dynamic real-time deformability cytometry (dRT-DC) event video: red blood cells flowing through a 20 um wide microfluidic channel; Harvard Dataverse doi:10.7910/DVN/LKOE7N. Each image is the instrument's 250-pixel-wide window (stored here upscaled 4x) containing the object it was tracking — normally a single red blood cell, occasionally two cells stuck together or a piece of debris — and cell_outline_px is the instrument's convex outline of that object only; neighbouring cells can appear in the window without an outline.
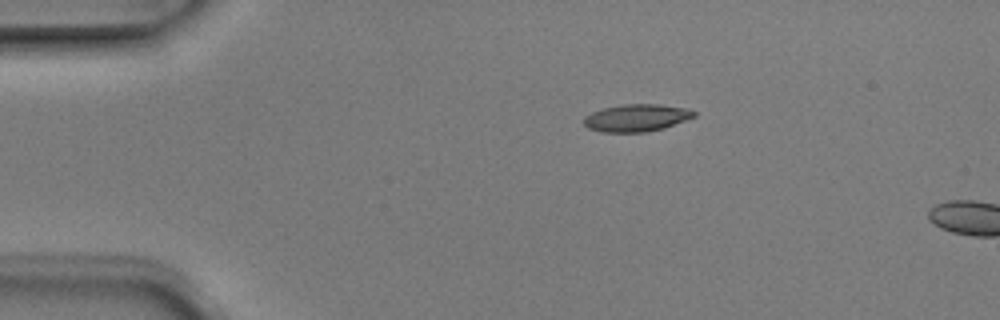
{"species": "Egyptian fruit bat (a non-hibernating species)", "species_latin": "Rousettus aegyptiacus", "temperature_condition": "room temperature", "stored_images_in_passage": 2, "camera_frame_rate_fps": 3000, "um_per_image_px": 0.085, "animal": {"sex": "male"}, "frame": {"image": 1, "passage_image": 1, "time_ms": 0.0, "image_size_px": [1000, 320], "cell_outline_px": [[696, 116], [664, 128], [644, 132], [604, 132], [588, 128], [584, 124], [584, 116], [592, 112], [604, 108], [624, 104], [656, 104], [688, 108], [696, 112]], "centroid_in_image_um": [54.11, 10.01], "position_along_channel_um": 30.9, "area_um2": 17.46}}